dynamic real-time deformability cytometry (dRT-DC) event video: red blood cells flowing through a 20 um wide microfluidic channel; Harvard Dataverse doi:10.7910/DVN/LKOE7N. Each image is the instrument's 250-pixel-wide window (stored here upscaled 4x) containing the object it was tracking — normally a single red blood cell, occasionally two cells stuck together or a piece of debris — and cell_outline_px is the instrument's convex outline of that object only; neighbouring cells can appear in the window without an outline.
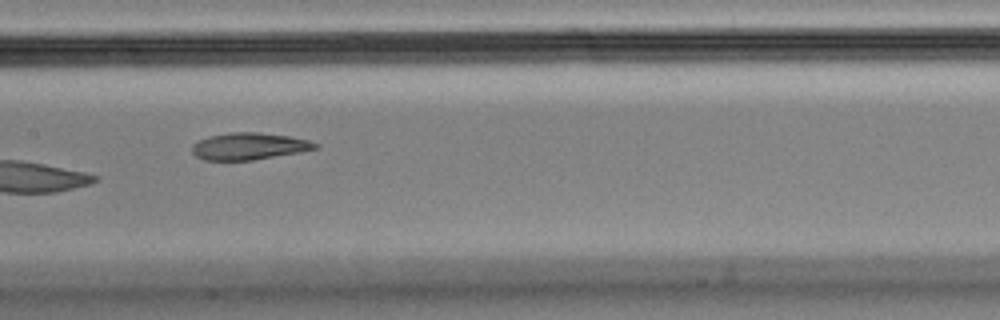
{"species": "Egyptian fruit bat (a non-hibernating species)", "species_latin": "Rousettus aegyptiacus", "temperature_condition": "cold", "stored_images_in_passage": 9, "camera_frame_rate_fps": 3000, "um_per_image_px": 0.085, "animal": {"sex": "male"}, "frame": {"image": 1, "passage_image": 8, "time_ms": 2.333, "image_size_px": [1000, 320], "cell_outline_px": [[320, 148], [300, 152], [252, 160], [204, 160], [196, 156], [192, 152], [192, 144], [208, 136], [232, 132], [260, 132], [288, 136], [308, 140], [320, 144]], "centroid_in_image_um": [21.19, 12.43], "position_along_channel_um": 186.2, "area_um2": 19.36}}
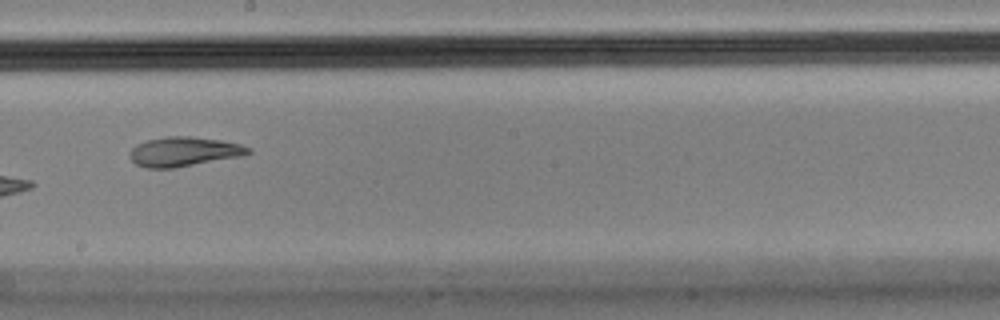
{"frame": {"image": 2, "passage_image": 9, "time_ms": 2.667, "image_size_px": [1000, 320], "cell_outline_px": [[252, 152], [244, 156], [176, 168], [144, 168], [136, 164], [128, 156], [128, 152], [136, 144], [148, 140], [164, 136], [192, 136], [220, 140], [240, 144], [252, 148]], "centroid_in_image_um": [15.64, 12.89], "position_along_channel_um": 232.6, "area_um2": 20.75}}